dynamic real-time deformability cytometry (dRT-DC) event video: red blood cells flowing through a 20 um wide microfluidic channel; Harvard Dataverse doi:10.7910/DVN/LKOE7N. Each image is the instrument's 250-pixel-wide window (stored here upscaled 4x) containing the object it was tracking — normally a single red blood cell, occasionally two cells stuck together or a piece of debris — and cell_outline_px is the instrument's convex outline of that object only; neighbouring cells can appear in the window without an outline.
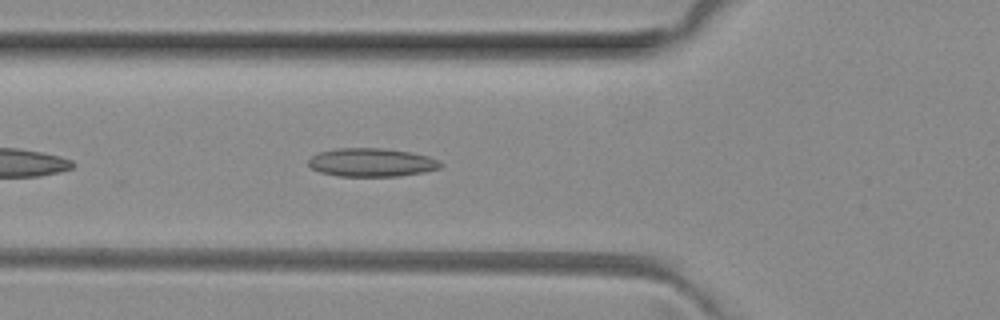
{"species": "common noctule bat (a hibernating species)", "species_latin": "Nyctalus noctula", "temperature_condition": "room temperature", "stored_images_in_passage": 25, "camera_frame_rate_fps": 3000, "um_per_image_px": 0.085, "animal": {"sex": "female", "body_mass_g": 29.2, "forearm_length_mm": 56.3}, "frame": {"image": 1, "passage_image": 5, "time_ms": 1.333, "image_size_px": [1000, 320], "cell_outline_px": [[444, 164], [440, 168], [424, 172], [400, 176], [340, 176], [320, 172], [312, 168], [308, 164], [308, 160], [312, 156], [320, 152], [336, 148], [384, 148], [412, 152], [428, 156]], "centroid_in_image_um": [31.6, 13.8], "position_along_channel_um": 94.2, "area_um2": 21.91}}
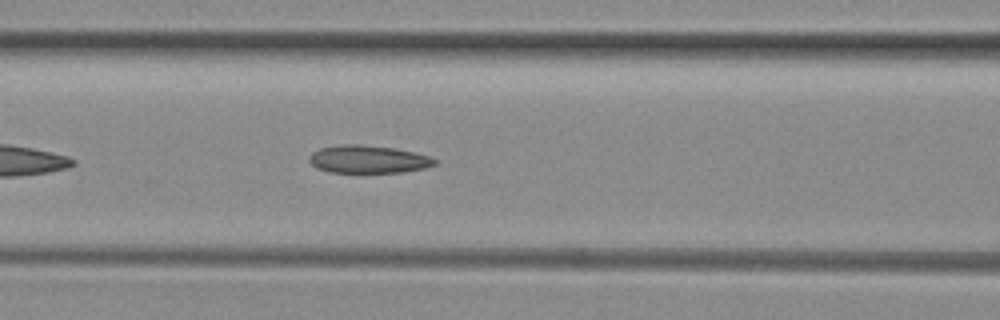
{"frame": {"image": 2, "passage_image": 8, "time_ms": 2.333, "image_size_px": [1000, 320], "cell_outline_px": [[436, 164], [424, 168], [404, 172], [328, 172], [316, 168], [308, 160], [308, 156], [312, 152], [320, 148], [340, 144], [360, 144], [392, 148], [412, 152], [428, 156], [436, 160]], "centroid_in_image_um": [31.23, 13.54], "position_along_channel_um": 135.4, "area_um2": 20.23}}
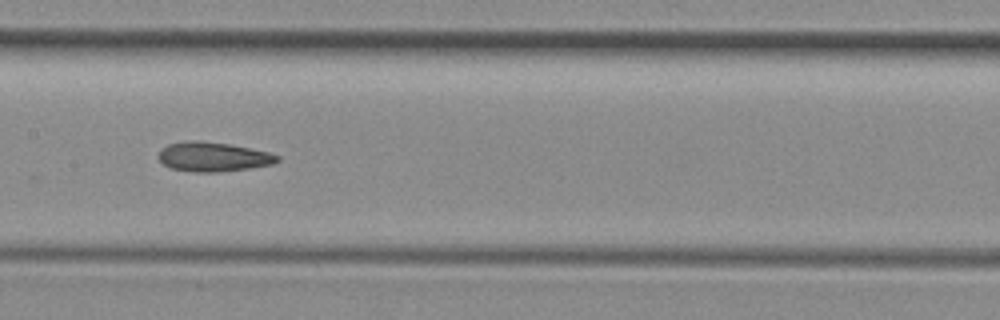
{"frame": {"image": 3, "passage_image": 12, "time_ms": 3.667, "image_size_px": [1000, 320], "cell_outline_px": [[280, 160], [272, 164], [248, 168], [216, 172], [192, 172], [172, 168], [164, 164], [156, 156], [168, 144], [188, 140], [200, 140], [228, 144], [268, 152], [280, 156]], "centroid_in_image_um": [18.1, 13.32], "position_along_channel_um": 189.3, "area_um2": 20.17}}